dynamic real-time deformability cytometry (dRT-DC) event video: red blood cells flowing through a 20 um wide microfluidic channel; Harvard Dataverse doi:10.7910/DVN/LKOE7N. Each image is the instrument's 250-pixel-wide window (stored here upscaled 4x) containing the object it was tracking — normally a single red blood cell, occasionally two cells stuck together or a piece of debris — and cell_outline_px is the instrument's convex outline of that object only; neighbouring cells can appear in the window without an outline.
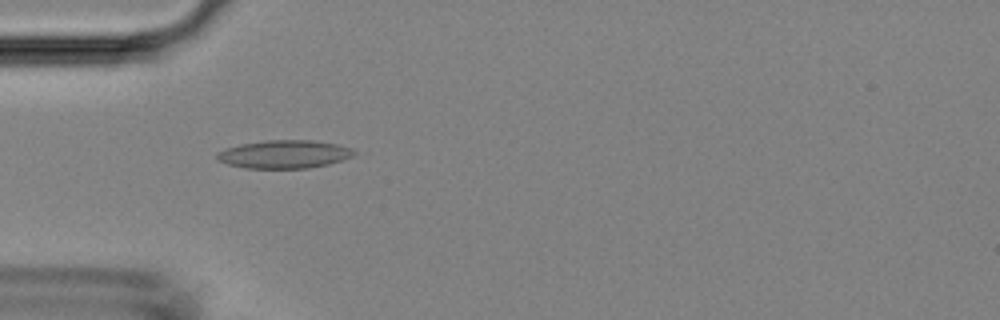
{"species": "Egyptian fruit bat (a non-hibernating species)", "species_latin": "Rousettus aegyptiacus", "temperature_condition": "room temperature", "stored_images_in_passage": 4, "camera_frame_rate_fps": 3000, "um_per_image_px": 0.085, "animal": {"sex": "female"}, "frame": {"image": 1, "passage_image": 3, "time_ms": 2.333, "image_size_px": [1000, 320], "cell_outline_px": [[356, 152], [352, 156], [328, 164], [308, 168], [244, 168], [228, 164], [216, 160], [216, 152], [224, 148], [240, 144], [268, 140], [312, 140], [336, 144], [352, 148]], "centroid_in_image_um": [24.11, 13.1], "position_along_channel_um": 60.9, "area_um2": 22.48}}